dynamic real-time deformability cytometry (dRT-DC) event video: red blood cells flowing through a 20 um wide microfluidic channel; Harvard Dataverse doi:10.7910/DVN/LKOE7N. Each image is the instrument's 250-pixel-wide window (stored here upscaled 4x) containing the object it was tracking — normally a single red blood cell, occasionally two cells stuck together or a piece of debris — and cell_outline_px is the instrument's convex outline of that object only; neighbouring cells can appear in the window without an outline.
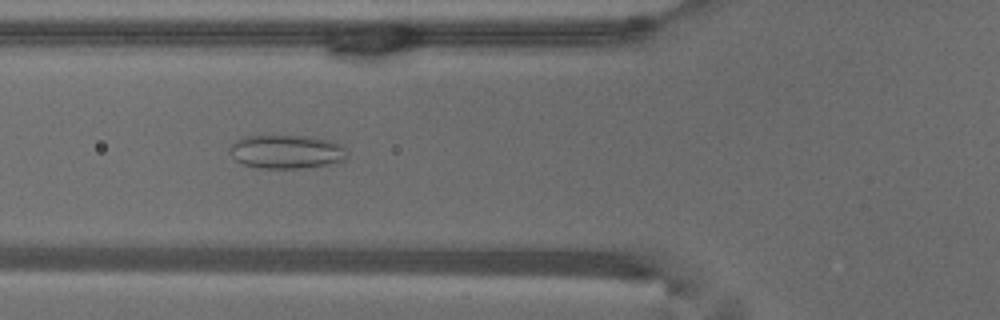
{"species": "common noctule bat (a hibernating species)", "species_latin": "Nyctalus noctula", "temperature_condition": "warm", "stored_images_in_passage": 52, "camera_frame_rate_fps": 3000, "um_per_image_px": 0.085, "animal": {"sex": "male", "body_mass_g": 18.8}, "frame": {"image": 1, "passage_image": 19, "time_ms": 6.0, "image_size_px": [1000, 320], "cell_outline_px": [[348, 156], [344, 160], [328, 164], [300, 168], [260, 168], [244, 164], [236, 160], [232, 156], [228, 148], [240, 136], [312, 136], [328, 140], [340, 144], [348, 148]], "centroid_in_image_um": [24.37, 12.88], "position_along_channel_um": 101.4, "area_um2": 23.18}}
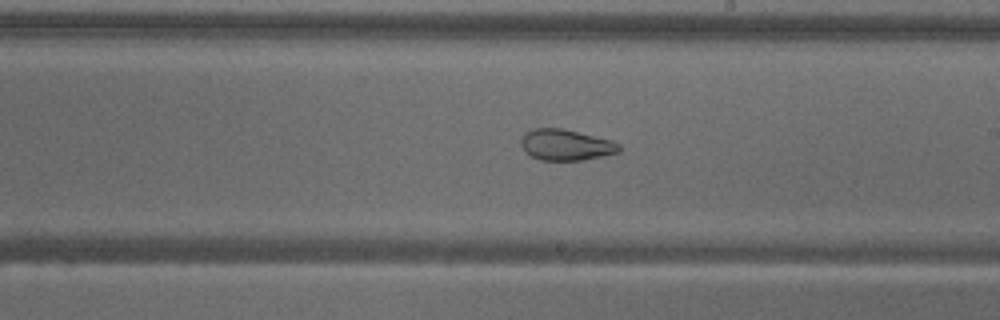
{"frame": {"image": 2, "passage_image": 30, "time_ms": 9.667, "image_size_px": [1000, 320], "cell_outline_px": [[620, 152], [580, 160], [540, 160], [524, 152], [520, 144], [520, 140], [524, 132], [532, 128], [564, 128], [612, 140], [620, 144]], "centroid_in_image_um": [48.06, 12.3], "position_along_channel_um": 240.9, "area_um2": 17.92}}
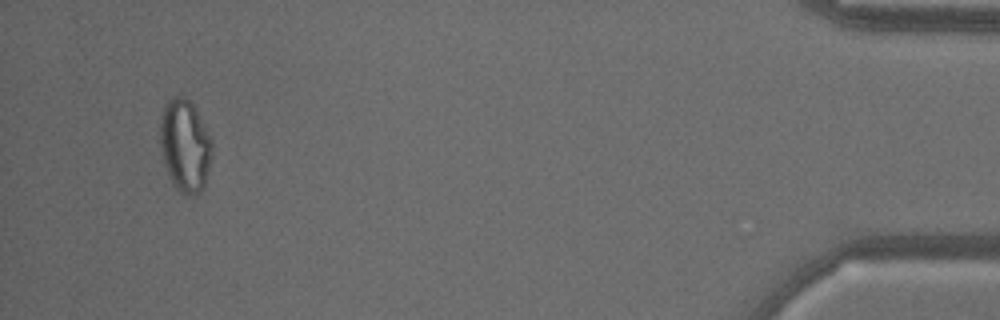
{"frame": {"image": 3, "passage_image": 50, "time_ms": 16.333, "image_size_px": [1000, 320], "cell_outline_px": [[212, 156], [204, 188], [200, 192], [192, 196], [184, 196], [176, 188], [164, 164], [160, 148], [160, 116], [164, 104], [172, 96], [184, 96], [196, 108], [212, 140]], "centroid_in_image_um": [15.72, 12.37], "position_along_channel_um": 419.5, "area_um2": 28.38}, "authors_computed_cell_mechanics": {"area_um2": 25.0563, "velocity_mm_per_s": 3.7944, "shape_relaxation_time_tau1_ms": null, "shape_relaxation_time_tau2_ms": 1.2427, "deformation_change_tau1": null, "deformation_change_tau2": 0.0781}}